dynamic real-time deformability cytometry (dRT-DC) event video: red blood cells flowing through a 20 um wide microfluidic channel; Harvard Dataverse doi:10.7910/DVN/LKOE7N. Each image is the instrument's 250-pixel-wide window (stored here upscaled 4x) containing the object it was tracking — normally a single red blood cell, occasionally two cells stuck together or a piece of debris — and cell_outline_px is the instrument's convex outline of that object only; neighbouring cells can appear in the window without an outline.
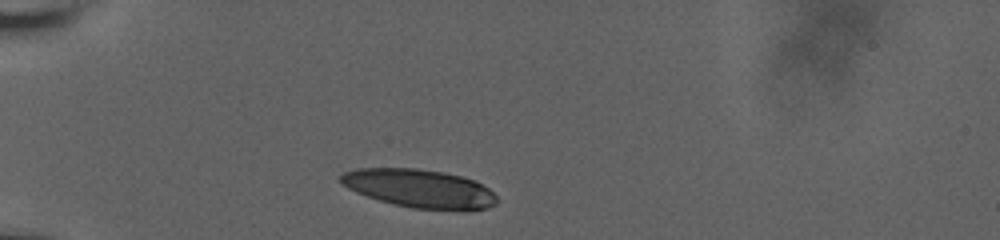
{"species": "human", "species_latin": "Homo sapiens", "temperature_condition": "room temperature", "stored_images_in_passage": 10, "camera_frame_rate_fps": 3000, "um_per_image_px": 0.085, "donor": {"sex": "male"}, "frame": {"image": 1, "passage_image": 1, "time_ms": 0.0, "image_size_px": [1000, 240], "cell_outline_px": [[496, 204], [484, 208], [412, 208], [380, 200], [356, 192], [348, 188], [340, 180], [340, 176], [344, 172], [356, 168], [416, 168], [440, 172], [460, 176], [472, 180], [488, 188], [496, 196]], "centroid_in_image_um": [35.59, 15.99], "position_along_channel_um": 49.4, "area_um2": 33.81}}
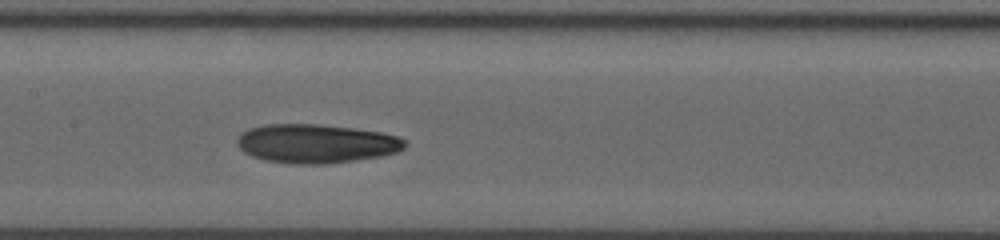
{"frame": {"image": 2, "passage_image": 6, "time_ms": 4.333, "image_size_px": [1000, 240], "cell_outline_px": [[408, 144], [404, 148], [396, 152], [380, 156], [324, 164], [296, 164], [264, 160], [252, 156], [244, 152], [236, 144], [236, 140], [240, 132], [248, 128], [268, 124], [320, 124], [352, 128], [380, 132], [400, 136]], "centroid_in_image_um": [26.84, 12.19], "position_along_channel_um": 180.6, "area_um2": 38.09}}
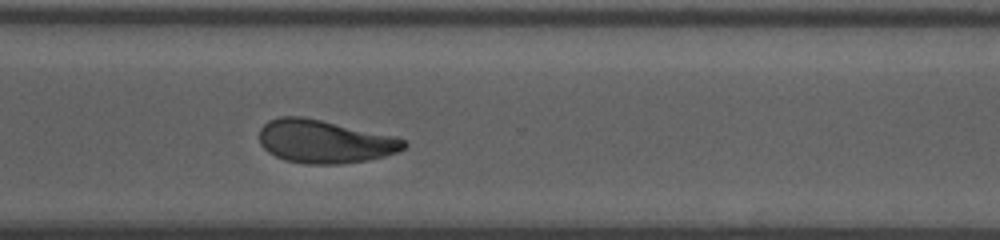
{"frame": {"image": 3, "passage_image": 10, "time_ms": 8.667, "image_size_px": [1000, 240], "cell_outline_px": [[408, 144], [404, 148], [396, 152], [384, 156], [368, 160], [340, 164], [308, 164], [284, 160], [268, 152], [260, 144], [260, 128], [268, 120], [280, 116], [304, 116], [396, 136], [404, 140]], "centroid_in_image_um": [27.58, 12.02], "position_along_channel_um": 343.0, "area_um2": 36.53}}